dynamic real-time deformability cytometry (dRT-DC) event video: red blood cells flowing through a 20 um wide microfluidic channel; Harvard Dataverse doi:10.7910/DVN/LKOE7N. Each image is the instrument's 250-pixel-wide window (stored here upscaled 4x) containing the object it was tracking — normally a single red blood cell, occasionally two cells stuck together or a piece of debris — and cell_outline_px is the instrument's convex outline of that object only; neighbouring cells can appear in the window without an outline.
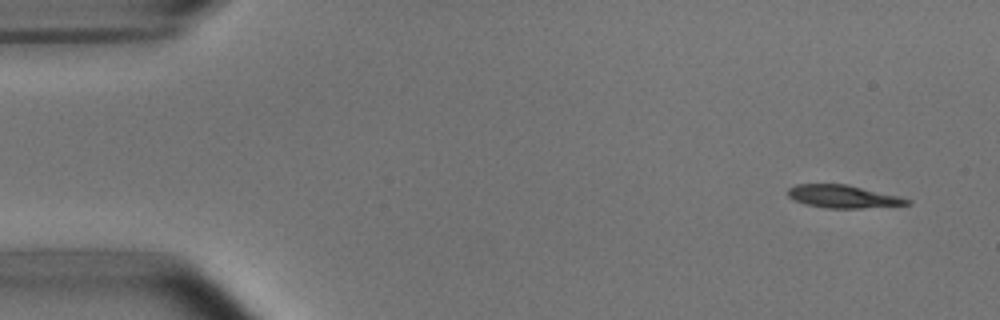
{"species": "common noctule bat (a hibernating species)", "species_latin": "Nyctalus noctula", "temperature_condition": "room temperature", "stored_images_in_passage": 4, "camera_frame_rate_fps": 3000, "um_per_image_px": 0.085, "animal": {"sex": "male", "body_mass_g": 15.6}, "frame": {"image": 1, "passage_image": 1, "time_ms": 0.0, "image_size_px": [1000, 320], "cell_outline_px": [[912, 204], [864, 208], [828, 208], [804, 204], [792, 200], [788, 196], [788, 188], [796, 184], [844, 184], [896, 196], [912, 200]], "centroid_in_image_um": [71.6, 16.71], "position_along_channel_um": 13.4, "area_um2": 15.66}}
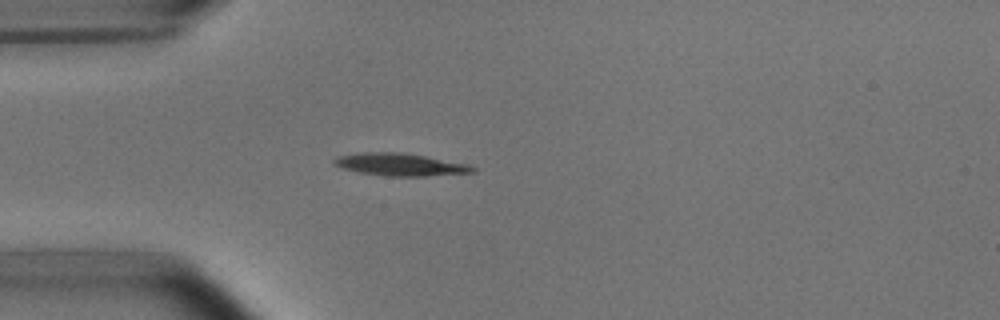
{"frame": {"image": 2, "passage_image": 4, "time_ms": 3.667, "image_size_px": [1000, 320], "cell_outline_px": [[476, 172], [424, 176], [388, 176], [360, 172], [340, 168], [332, 164], [332, 160], [336, 156], [360, 152], [400, 152], [424, 156], [468, 164], [476, 168]], "centroid_in_image_um": [33.95, 13.98], "position_along_channel_um": 51.0, "area_um2": 18.15}}